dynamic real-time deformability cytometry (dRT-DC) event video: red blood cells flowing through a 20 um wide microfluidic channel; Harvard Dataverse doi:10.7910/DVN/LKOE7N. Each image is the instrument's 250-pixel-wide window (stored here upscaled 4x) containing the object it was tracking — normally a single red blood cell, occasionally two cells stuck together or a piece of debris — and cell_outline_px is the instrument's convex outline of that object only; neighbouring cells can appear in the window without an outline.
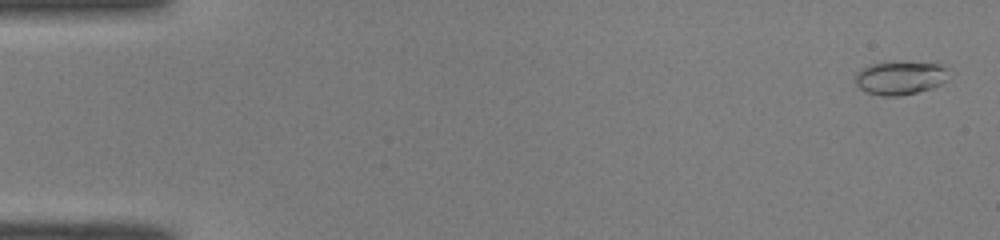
{"species": "common noctule bat (a hibernating species)", "species_latin": "Nyctalus noctula", "temperature_condition": "room temperature", "stored_images_in_passage": 51, "camera_frame_rate_fps": 3000, "um_per_image_px": 0.085, "animal": {"sex": "male", "body_mass_g": 19.0, "forearm_length_mm": 50.8}, "frame": {"image": 1, "passage_image": 2, "time_ms": 0.333, "image_size_px": [1000, 240], "cell_outline_px": [[948, 80], [932, 88], [916, 92], [896, 96], [884, 96], [864, 92], [856, 84], [856, 72], [868, 64], [896, 60], [936, 64], [948, 68]], "centroid_in_image_um": [76.5, 6.59], "position_along_channel_um": 8.5, "area_um2": 18.61}}
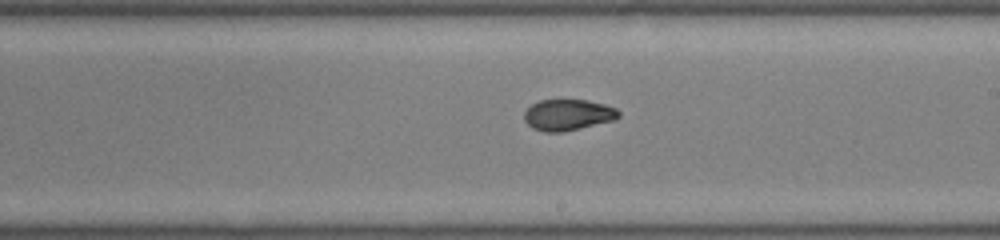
{"frame": {"image": 2, "passage_image": 30, "time_ms": 9.667, "image_size_px": [1000, 240], "cell_outline_px": [[620, 116], [616, 120], [564, 132], [544, 132], [532, 128], [524, 120], [524, 112], [532, 104], [540, 100], [588, 100], [604, 104], [616, 108], [620, 112]], "centroid_in_image_um": [48.29, 9.77], "position_along_channel_um": 240.7, "area_um2": 17.28}}
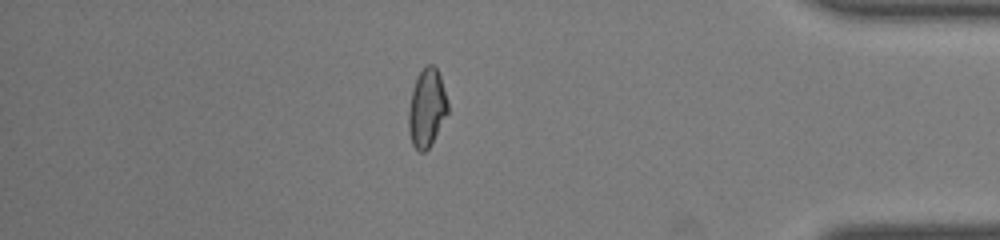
{"frame": {"image": 3, "passage_image": 44, "time_ms": 14.333, "image_size_px": [1000, 240], "cell_outline_px": [[448, 112], [428, 148], [424, 152], [420, 152], [412, 144], [408, 128], [408, 112], [412, 88], [416, 76], [428, 64], [432, 64], [436, 68], [440, 76], [448, 100]], "centroid_in_image_um": [36.26, 9.15], "position_along_channel_um": 398.9, "area_um2": 17.74}, "authors_computed_cell_mechanics": {"area_um2": 17.3978, "velocity_mm_per_s": 4.0968, "shape_relaxation_time_tau1_ms": 8.3804, "shape_relaxation_time_tau2_ms": 1.3999, "deformation_change_tau1": 0.2742, "deformation_change_tau2": 0.0598}}